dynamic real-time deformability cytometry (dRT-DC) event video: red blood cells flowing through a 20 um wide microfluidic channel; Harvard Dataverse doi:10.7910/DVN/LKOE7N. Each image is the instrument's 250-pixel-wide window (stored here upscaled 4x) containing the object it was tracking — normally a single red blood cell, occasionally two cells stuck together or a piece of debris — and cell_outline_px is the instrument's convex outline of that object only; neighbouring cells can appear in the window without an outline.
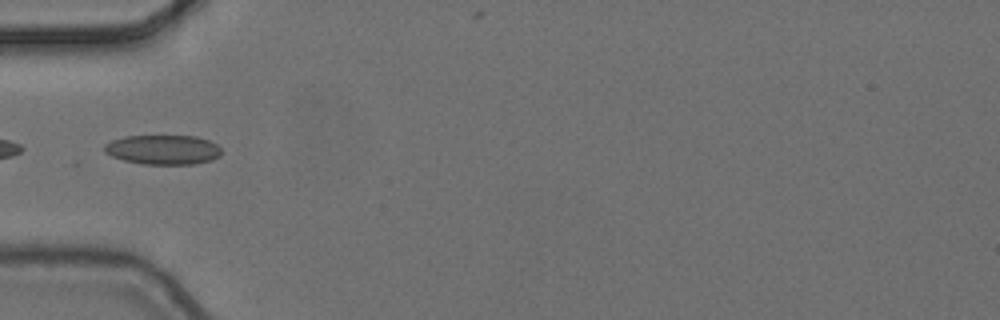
{"species": "common noctule bat (a hibernating species)", "species_latin": "Nyctalus noctula", "temperature_condition": "cold", "stored_images_in_passage": 8, "camera_frame_rate_fps": 3000, "um_per_image_px": 0.085, "animal": {"sex": "female", "body_mass_g": 24.6, "forearm_length_mm": 56.2}, "frame": {"image": 1, "passage_image": 5, "time_ms": 1.333, "image_size_px": [1000, 320], "cell_outline_px": [[220, 156], [212, 160], [196, 164], [144, 164], [124, 160], [112, 156], [104, 152], [104, 144], [112, 140], [124, 136], [196, 136], [208, 140], [216, 144], [220, 148]], "centroid_in_image_um": [13.86, 12.72], "position_along_channel_um": 71.1, "area_um2": 20.17}}
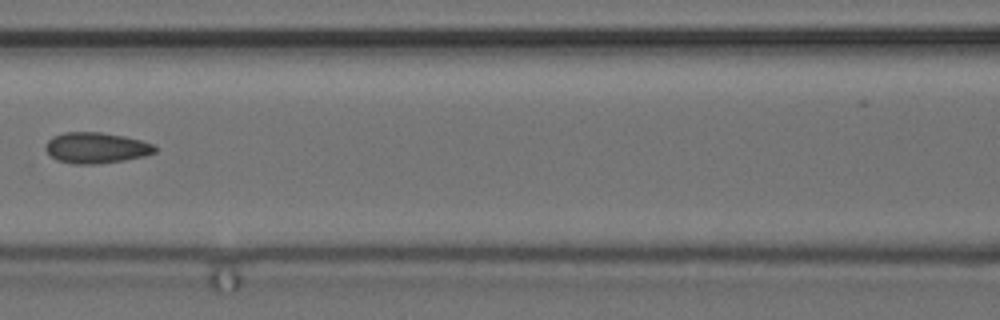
{"frame": {"image": 2, "passage_image": 7, "time_ms": 2.0, "image_size_px": [1000, 320], "cell_outline_px": [[156, 152], [144, 156], [124, 160], [100, 164], [72, 164], [56, 160], [44, 148], [44, 144], [52, 136], [64, 132], [100, 132], [124, 136], [140, 140], [152, 144], [156, 148]], "centroid_in_image_um": [8.14, 12.57], "position_along_channel_um": 158.5, "area_um2": 19.77}}
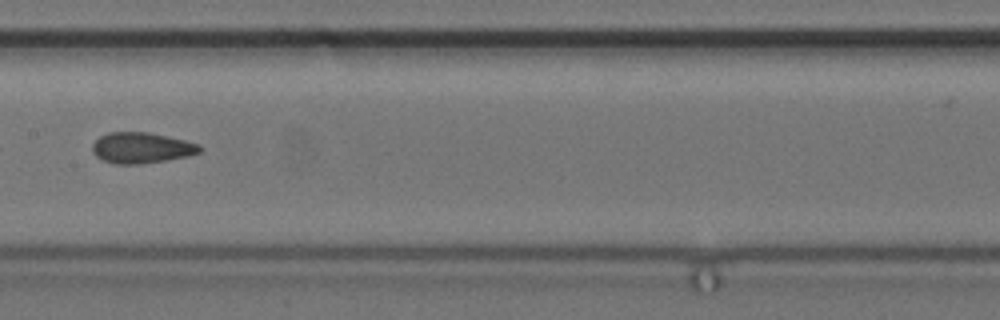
{"frame": {"image": 3, "passage_image": 8, "time_ms": 2.333, "image_size_px": [1000, 320], "cell_outline_px": [[204, 148], [200, 152], [188, 156], [140, 164], [112, 164], [96, 156], [92, 152], [92, 144], [100, 136], [108, 132], [148, 132], [184, 140], [200, 144]], "centroid_in_image_um": [12.02, 12.56], "position_along_channel_um": 195.4, "area_um2": 19.31}}